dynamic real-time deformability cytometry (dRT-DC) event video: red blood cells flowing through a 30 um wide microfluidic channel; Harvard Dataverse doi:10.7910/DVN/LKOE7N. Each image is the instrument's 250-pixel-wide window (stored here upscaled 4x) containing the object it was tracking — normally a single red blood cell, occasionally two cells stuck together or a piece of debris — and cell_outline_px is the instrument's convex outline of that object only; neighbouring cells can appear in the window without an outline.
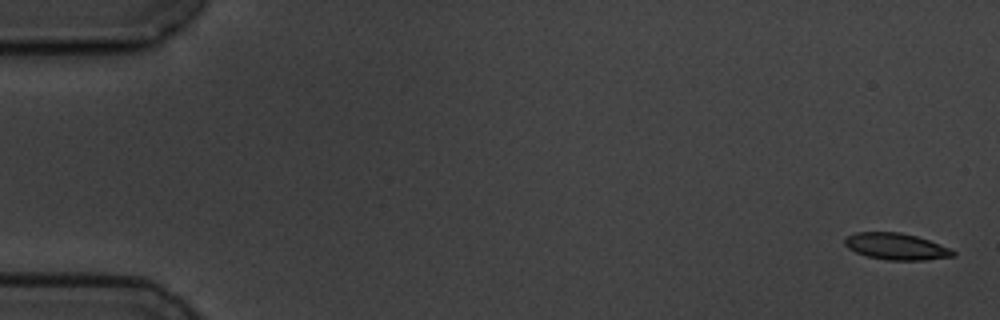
{"species": "common noctule bat (a hibernating species)", "species_latin": "Nyctalus noctula", "temperature_condition": "cold", "stored_images_in_passage": 8, "camera_frame_rate_fps": 3000, "um_per_image_px": 0.085, "animal": {"sex": "male", "body_mass_g": 19.5, "forearm_length_mm": 54.6}, "frame": {"image": 1, "passage_image": 1, "time_ms": 0.0, "image_size_px": [1000, 320], "cell_outline_px": [[956, 256], [924, 260], [888, 260], [868, 256], [856, 252], [848, 248], [844, 244], [844, 240], [848, 236], [856, 232], [900, 232], [916, 236], [940, 244], [956, 252]], "centroid_in_image_um": [76.18, 20.95], "position_along_channel_um": 8.8, "area_um2": 16.65}}
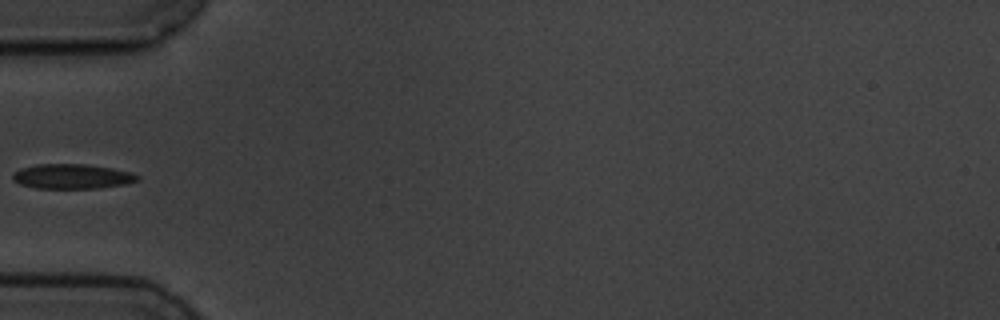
{"frame": {"image": 2, "passage_image": 6, "time_ms": 6.0, "image_size_px": [1000, 320], "cell_outline_px": [[140, 180], [124, 184], [100, 188], [36, 188], [20, 184], [12, 180], [12, 172], [36, 164], [84, 164], [112, 168], [132, 172], [140, 176]], "centroid_in_image_um": [6.14, 14.99], "position_along_channel_um": 78.9, "area_um2": 18.03}}
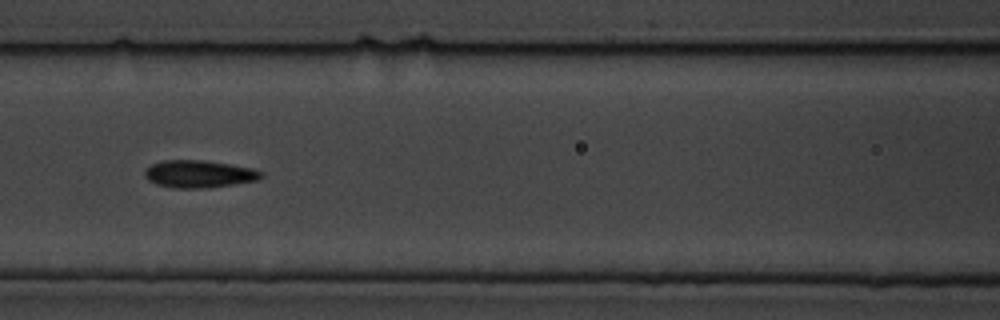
{"frame": {"image": 3, "passage_image": 8, "time_ms": 8.0, "image_size_px": [1000, 320], "cell_outline_px": [[264, 176], [256, 180], [208, 188], [176, 188], [156, 184], [148, 180], [144, 176], [144, 172], [152, 164], [164, 160], [204, 160], [252, 168], [264, 172]], "centroid_in_image_um": [16.91, 14.79], "position_along_channel_um": 149.7, "area_um2": 18.5}}